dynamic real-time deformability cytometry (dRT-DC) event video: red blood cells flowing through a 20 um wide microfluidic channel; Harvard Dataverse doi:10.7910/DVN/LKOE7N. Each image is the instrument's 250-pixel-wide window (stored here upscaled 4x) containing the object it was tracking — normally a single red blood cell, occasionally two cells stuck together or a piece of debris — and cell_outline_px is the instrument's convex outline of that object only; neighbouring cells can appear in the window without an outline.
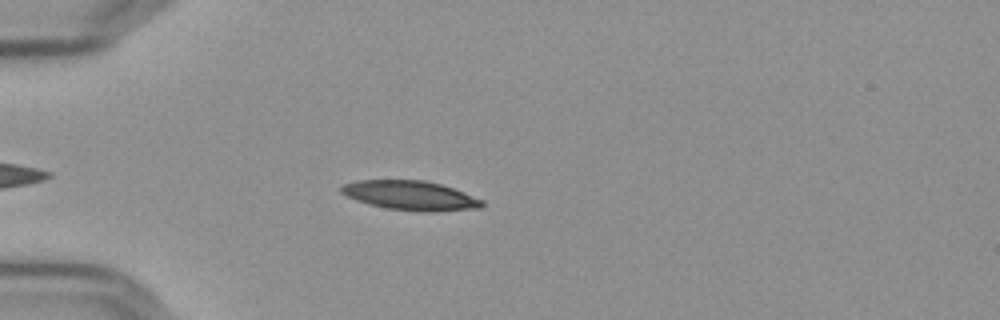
{"species": "Egyptian fruit bat (a non-hibernating species)", "species_latin": "Rousettus aegyptiacus", "temperature_condition": "cold", "stored_images_in_passage": 47, "camera_frame_rate_fps": 3000, "um_per_image_px": 0.085, "frame": {"image": 1, "passage_image": 7, "time_ms": 2.0, "image_size_px": [1000, 320], "cell_outline_px": [[484, 204], [480, 208], [432, 212], [424, 212], [388, 208], [368, 204], [356, 200], [340, 192], [340, 188], [344, 184], [356, 180], [424, 180], [440, 184], [464, 192], [484, 200]], "centroid_in_image_um": [34.9, 16.62], "position_along_channel_um": 50.1, "area_um2": 24.04}}
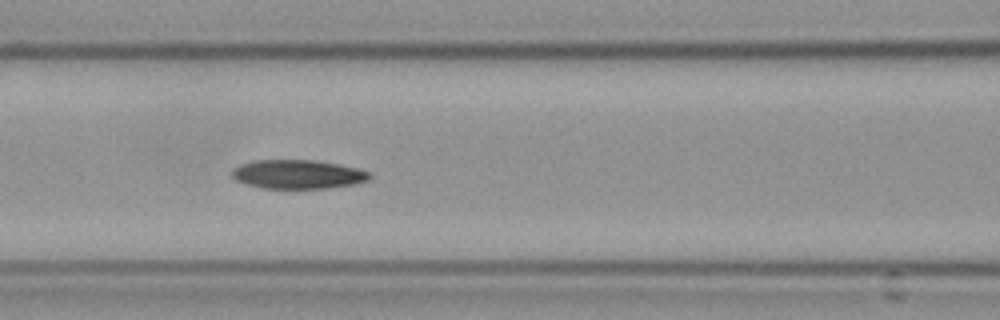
{"frame": {"image": 2, "passage_image": 16, "time_ms": 5.0, "image_size_px": [1000, 320], "cell_outline_px": [[372, 176], [368, 180], [352, 184], [328, 188], [260, 188], [244, 184], [236, 180], [232, 176], [232, 168], [240, 164], [252, 160], [316, 160], [340, 164], [356, 168], [368, 172]], "centroid_in_image_um": [25.26, 14.81], "position_along_channel_um": 141.3, "area_um2": 23.29}}
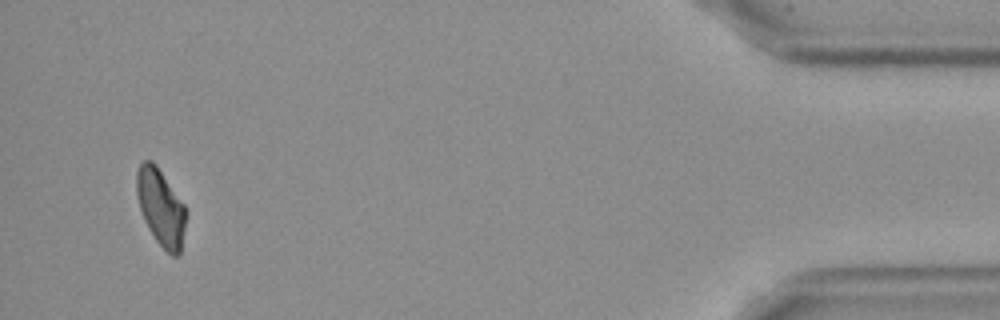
{"frame": {"image": 3, "passage_image": 45, "time_ms": 14.667, "image_size_px": [1000, 320], "cell_outline_px": [[184, 228], [180, 256], [172, 256], [156, 240], [148, 228], [144, 220], [136, 196], [136, 172], [140, 164], [144, 160], [152, 160], [156, 164], [184, 204]], "centroid_in_image_um": [13.63, 17.6], "position_along_channel_um": 421.6, "area_um2": 21.79}}